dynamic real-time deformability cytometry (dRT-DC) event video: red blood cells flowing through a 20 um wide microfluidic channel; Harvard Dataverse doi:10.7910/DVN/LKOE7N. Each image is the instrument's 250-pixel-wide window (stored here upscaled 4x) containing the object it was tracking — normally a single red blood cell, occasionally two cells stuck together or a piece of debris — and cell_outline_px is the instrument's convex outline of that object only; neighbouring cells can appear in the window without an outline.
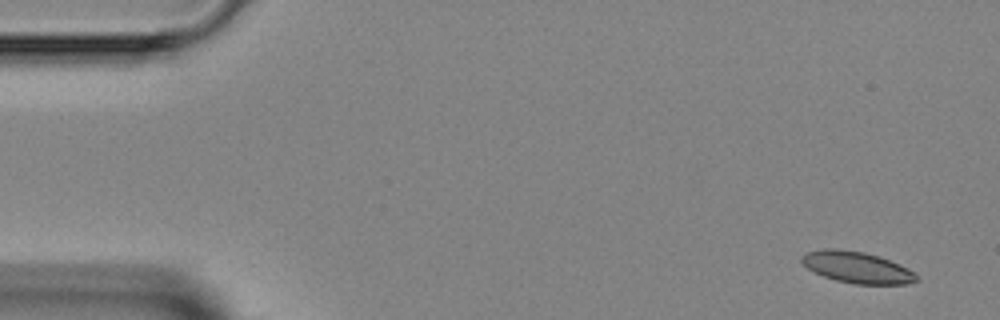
{"species": "Egyptian fruit bat (a non-hibernating species)", "species_latin": "Rousettus aegyptiacus", "temperature_condition": "room temperature", "stored_images_in_passage": 4, "camera_frame_rate_fps": 3000, "um_per_image_px": 0.085, "animal": {"sex": "female"}, "frame": {"image": 1, "passage_image": 1, "time_ms": 0.0, "image_size_px": [1000, 320], "cell_outline_px": [[920, 280], [908, 284], [856, 284], [836, 280], [812, 272], [800, 260], [800, 256], [808, 252], [824, 248], [832, 248], [864, 252], [880, 256], [908, 268], [920, 276]], "centroid_in_image_um": [72.87, 22.73], "position_along_channel_um": 12.1, "area_um2": 21.15}}
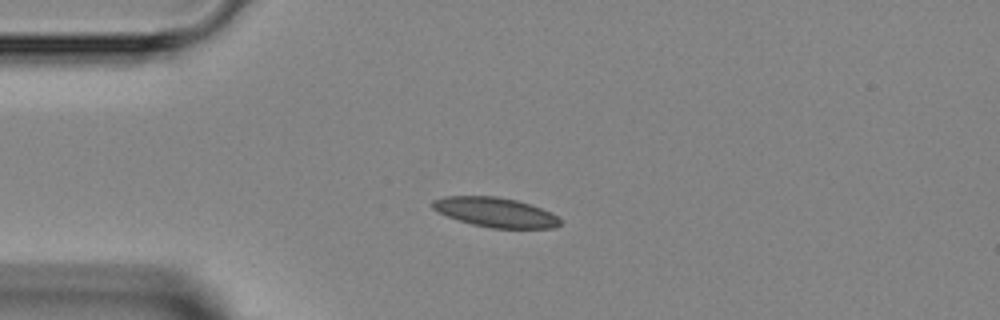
{"frame": {"image": 2, "passage_image": 3, "time_ms": 3.0, "image_size_px": [1000, 320], "cell_outline_px": [[560, 224], [556, 228], [492, 228], [472, 224], [448, 216], [432, 208], [432, 200], [444, 196], [496, 196], [516, 200], [540, 208], [556, 216], [560, 220]], "centroid_in_image_um": [42.09, 18.04], "position_along_channel_um": 42.9, "area_um2": 21.68}}
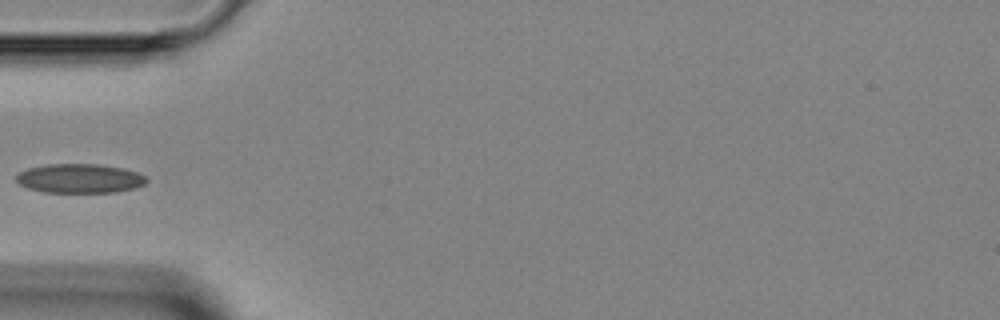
{"frame": {"image": 3, "passage_image": 4, "time_ms": 4.333, "image_size_px": [1000, 320], "cell_outline_px": [[148, 180], [144, 184], [136, 188], [116, 192], [44, 192], [28, 188], [20, 184], [16, 180], [16, 176], [20, 172], [28, 168], [48, 164], [100, 164], [120, 168], [136, 172], [144, 176]], "centroid_in_image_um": [6.77, 15.17], "position_along_channel_um": 78.2, "area_um2": 22.02}}